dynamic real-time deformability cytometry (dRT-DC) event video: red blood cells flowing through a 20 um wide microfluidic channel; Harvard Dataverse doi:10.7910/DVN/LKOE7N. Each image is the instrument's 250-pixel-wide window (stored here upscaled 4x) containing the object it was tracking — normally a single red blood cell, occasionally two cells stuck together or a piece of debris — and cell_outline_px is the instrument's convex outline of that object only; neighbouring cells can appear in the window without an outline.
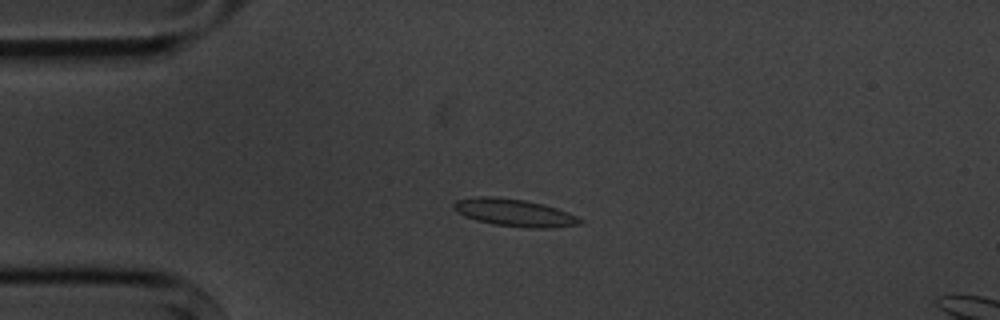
{"species": "common noctule bat (a hibernating species)", "species_latin": "Nyctalus noctula", "temperature_condition": "cold", "stored_images_in_passage": 4, "camera_frame_rate_fps": 3000, "um_per_image_px": 0.085, "animal": {"sex": "male", "body_mass_g": 20.1, "forearm_length_mm": 53.5}, "frame": {"image": 1, "passage_image": 3, "time_ms": 3.333, "image_size_px": [1000, 320], "cell_outline_px": [[584, 220], [580, 224], [552, 228], [528, 228], [496, 224], [476, 220], [464, 216], [456, 212], [452, 208], [452, 204], [456, 200], [476, 196], [492, 196], [524, 200], [544, 204], [568, 212]], "centroid_in_image_um": [43.7, 18.07], "position_along_channel_um": 41.3, "area_um2": 20.23}}